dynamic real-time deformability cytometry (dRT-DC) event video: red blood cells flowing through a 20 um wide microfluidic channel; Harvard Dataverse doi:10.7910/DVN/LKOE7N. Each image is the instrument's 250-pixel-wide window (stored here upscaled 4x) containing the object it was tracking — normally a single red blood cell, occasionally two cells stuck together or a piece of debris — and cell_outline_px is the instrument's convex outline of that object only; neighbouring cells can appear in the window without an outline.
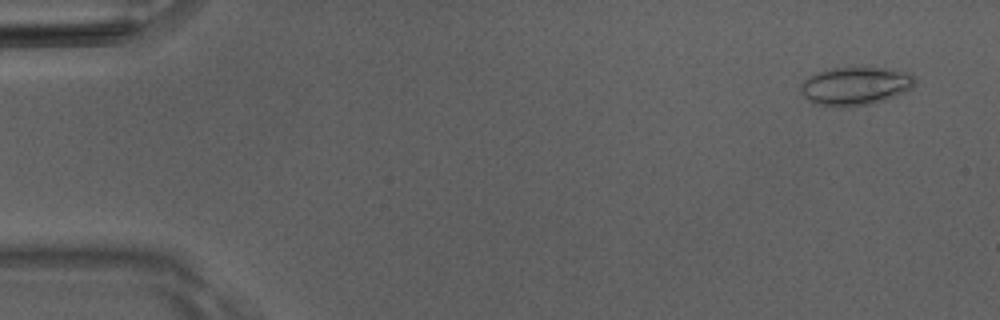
{"species": "Egyptian fruit bat (a non-hibernating species)", "species_latin": "Rousettus aegyptiacus", "temperature_condition": "room temperature", "stored_images_in_passage": 51, "camera_frame_rate_fps": 3000, "um_per_image_px": 0.085, "animal": {"sex": "male"}, "frame": {"image": 1, "passage_image": 3, "time_ms": 0.667, "image_size_px": [1000, 320], "cell_outline_px": [[916, 84], [912, 88], [904, 92], [884, 100], [872, 104], [844, 108], [812, 104], [800, 92], [800, 84], [808, 76], [816, 72], [832, 68], [884, 68], [908, 72], [916, 80]], "centroid_in_image_um": [72.67, 7.33], "position_along_channel_um": 12.3, "area_um2": 25.78}}
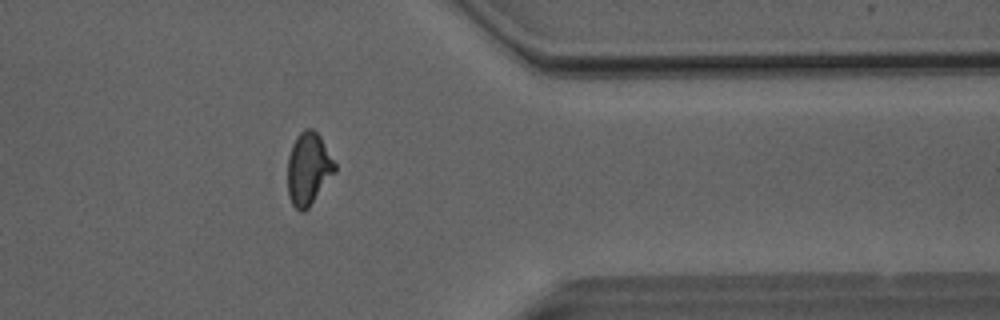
{"frame": {"image": 2, "passage_image": 41, "time_ms": 13.333, "image_size_px": [1000, 320], "cell_outline_px": [[336, 172], [308, 208], [304, 212], [300, 212], [292, 204], [288, 196], [288, 156], [292, 144], [296, 136], [304, 128], [312, 128], [320, 136], [336, 164]], "centroid_in_image_um": [26.21, 14.34], "position_along_channel_um": 385.2, "area_um2": 20.06}}
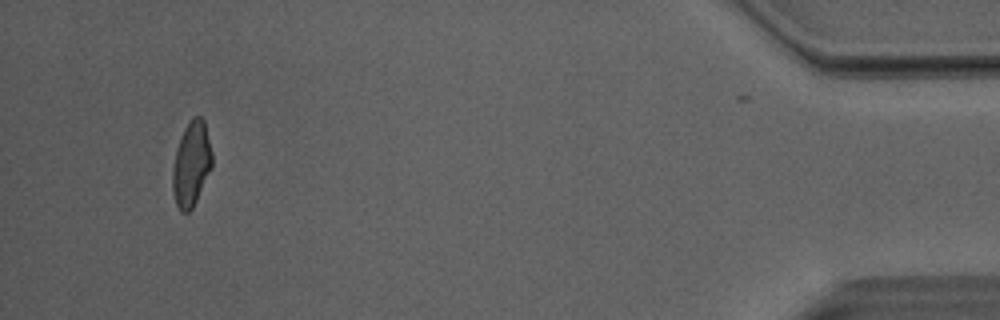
{"frame": {"image": 3, "passage_image": 48, "time_ms": 15.667, "image_size_px": [1000, 320], "cell_outline_px": [[212, 168], [192, 208], [188, 212], [180, 212], [176, 204], [172, 188], [172, 168], [176, 148], [180, 136], [184, 128], [192, 116], [200, 116], [204, 120], [212, 152]], "centroid_in_image_um": [16.25, 13.92], "position_along_channel_um": 418.9, "area_um2": 19.65}, "authors_computed_cell_mechanics": {"area_um2": 20.1144, "velocity_mm_per_s": 4.0733, "shape_relaxation_time_tau1_ms": 6.809, "shape_relaxation_time_tau2_ms": 1.2879, "deformation_change_tau1": 0.1731, "deformation_change_tau2": 0.0675}}